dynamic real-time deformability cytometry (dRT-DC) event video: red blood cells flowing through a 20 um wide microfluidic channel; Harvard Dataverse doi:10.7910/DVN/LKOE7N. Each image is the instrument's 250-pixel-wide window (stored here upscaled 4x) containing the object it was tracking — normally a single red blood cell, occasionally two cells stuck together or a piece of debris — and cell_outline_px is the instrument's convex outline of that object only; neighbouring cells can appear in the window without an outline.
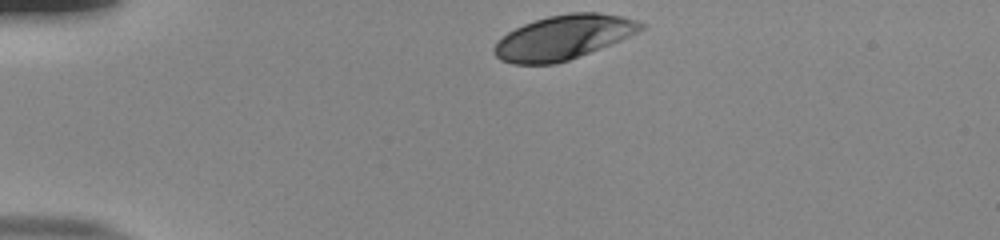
{"species": "human", "species_latin": "Homo sapiens", "temperature_condition": "room temperature", "stored_images_in_passage": 35, "camera_frame_rate_fps": 3000, "um_per_image_px": 0.085, "donor": {"sex": "male"}, "frame": {"image": 1, "passage_image": 1, "time_ms": 0.0, "image_size_px": [1000, 240], "cell_outline_px": [[644, 28], [620, 40], [600, 48], [568, 60], [556, 64], [512, 64], [500, 60], [492, 52], [492, 48], [496, 40], [508, 32], [524, 24], [548, 16], [572, 12], [596, 12], [620, 16], [636, 20], [644, 24]], "centroid_in_image_um": [47.82, 3.18], "position_along_channel_um": 37.2, "area_um2": 37.69}}
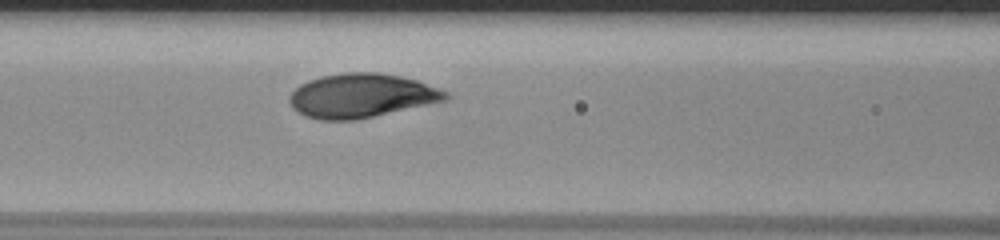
{"frame": {"image": 2, "passage_image": 13, "time_ms": 4.0, "image_size_px": [1000, 240], "cell_outline_px": [[452, 96], [448, 100], [356, 120], [320, 120], [304, 116], [296, 112], [292, 108], [288, 100], [288, 96], [300, 84], [308, 80], [320, 76], [344, 72], [376, 72], [400, 76], [416, 80], [448, 92]], "centroid_in_image_um": [30.69, 8.13], "position_along_channel_um": 135.9, "area_um2": 40.34}}
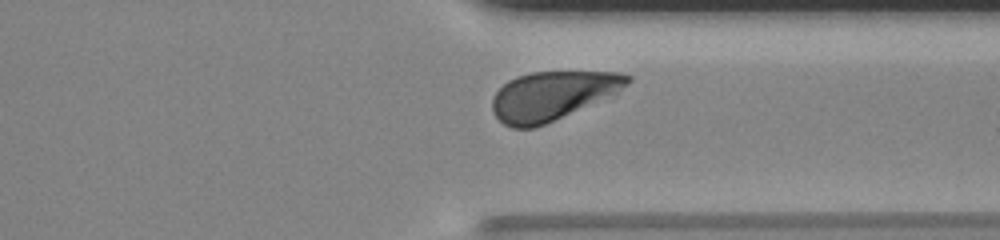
{"frame": {"image": 3, "passage_image": 31, "time_ms": 10.0, "image_size_px": [1000, 240], "cell_outline_px": [[632, 80], [616, 96], [536, 128], [512, 128], [504, 124], [492, 112], [492, 96], [508, 80], [516, 76], [532, 72], [620, 72], [632, 76]], "centroid_in_image_um": [47.02, 8.15], "position_along_channel_um": 364.4, "area_um2": 39.19}, "authors_computed_cell_mechanics": {"area_um2": 39.2462, "velocity_mm_per_s": 3.8024, "shape_relaxation_time_tau1_ms": 3.1482, "shape_relaxation_time_tau2_ms": null, "deformation_change_tau1": 0.1733, "deformation_change_tau2": null}}